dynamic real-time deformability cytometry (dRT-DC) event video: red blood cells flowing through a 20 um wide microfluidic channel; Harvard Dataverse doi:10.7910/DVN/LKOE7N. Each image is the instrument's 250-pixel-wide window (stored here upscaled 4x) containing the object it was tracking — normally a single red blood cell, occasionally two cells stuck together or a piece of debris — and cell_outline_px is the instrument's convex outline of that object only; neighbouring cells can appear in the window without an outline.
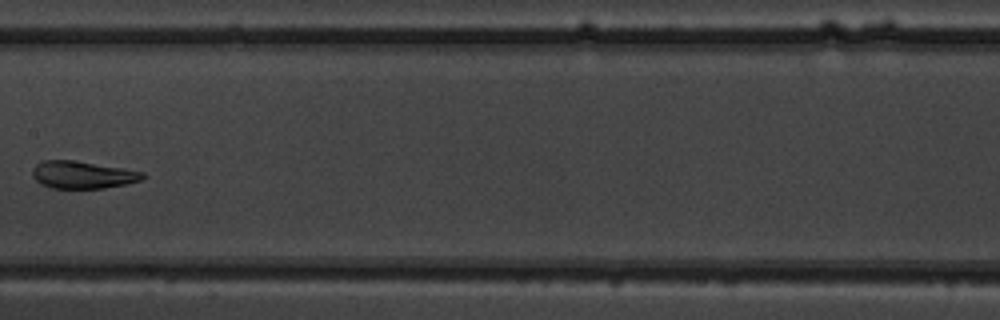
{"species": "common noctule bat (a hibernating species)", "species_latin": "Nyctalus noctula", "temperature_condition": "warm", "stored_images_in_passage": 9, "camera_frame_rate_fps": 3000, "um_per_image_px": 0.085, "animal": {"sex": "male", "body_mass_g": 19.5, "forearm_length_mm": 54.6}, "frame": {"image": 1, "passage_image": 8, "time_ms": 8.0, "image_size_px": [1000, 320], "cell_outline_px": [[148, 176], [140, 180], [124, 184], [104, 188], [52, 188], [40, 184], [32, 176], [32, 168], [36, 164], [44, 160], [72, 160], [124, 168], [144, 172]], "centroid_in_image_um": [7.01, 14.85], "position_along_channel_um": 200.4, "area_um2": 17.63}}
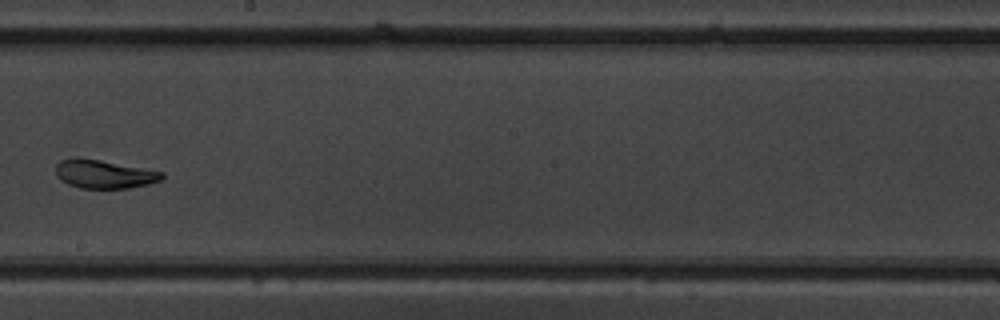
{"frame": {"image": 2, "passage_image": 9, "time_ms": 9.0, "image_size_px": [1000, 320], "cell_outline_px": [[164, 176], [160, 180], [148, 184], [128, 188], [80, 188], [68, 184], [60, 180], [56, 176], [56, 164], [60, 160], [100, 160], [164, 172]], "centroid_in_image_um": [8.87, 14.83], "position_along_channel_um": 239.3, "area_um2": 17.11}}